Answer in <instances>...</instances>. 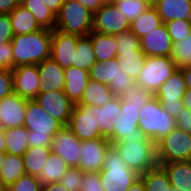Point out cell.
I'll return each mask as SVG.
<instances>
[{"label":"cell","mask_w":191,"mask_h":191,"mask_svg":"<svg viewBox=\"0 0 191 191\" xmlns=\"http://www.w3.org/2000/svg\"><path fill=\"white\" fill-rule=\"evenodd\" d=\"M121 111V96H113L103 106L75 104L67 127L80 141L109 139L114 132L111 121Z\"/></svg>","instance_id":"cell-1"},{"label":"cell","mask_w":191,"mask_h":191,"mask_svg":"<svg viewBox=\"0 0 191 191\" xmlns=\"http://www.w3.org/2000/svg\"><path fill=\"white\" fill-rule=\"evenodd\" d=\"M126 165L139 175L158 165L156 144L137 129V135H126L112 144Z\"/></svg>","instance_id":"cell-2"},{"label":"cell","mask_w":191,"mask_h":191,"mask_svg":"<svg viewBox=\"0 0 191 191\" xmlns=\"http://www.w3.org/2000/svg\"><path fill=\"white\" fill-rule=\"evenodd\" d=\"M52 30L43 28L26 35H14L11 40L13 67L38 64L51 56Z\"/></svg>","instance_id":"cell-3"},{"label":"cell","mask_w":191,"mask_h":191,"mask_svg":"<svg viewBox=\"0 0 191 191\" xmlns=\"http://www.w3.org/2000/svg\"><path fill=\"white\" fill-rule=\"evenodd\" d=\"M23 126L28 129L27 141L29 147L51 146L52 137L63 127L34 99L27 101Z\"/></svg>","instance_id":"cell-4"},{"label":"cell","mask_w":191,"mask_h":191,"mask_svg":"<svg viewBox=\"0 0 191 191\" xmlns=\"http://www.w3.org/2000/svg\"><path fill=\"white\" fill-rule=\"evenodd\" d=\"M176 128L173 118L153 95L139 111L138 129L155 144Z\"/></svg>","instance_id":"cell-5"},{"label":"cell","mask_w":191,"mask_h":191,"mask_svg":"<svg viewBox=\"0 0 191 191\" xmlns=\"http://www.w3.org/2000/svg\"><path fill=\"white\" fill-rule=\"evenodd\" d=\"M99 175L105 191H127L140 178L139 174L126 165L113 145L106 151Z\"/></svg>","instance_id":"cell-6"},{"label":"cell","mask_w":191,"mask_h":191,"mask_svg":"<svg viewBox=\"0 0 191 191\" xmlns=\"http://www.w3.org/2000/svg\"><path fill=\"white\" fill-rule=\"evenodd\" d=\"M55 29L65 34L86 36L93 31V14L75 0H65L56 14Z\"/></svg>","instance_id":"cell-7"},{"label":"cell","mask_w":191,"mask_h":191,"mask_svg":"<svg viewBox=\"0 0 191 191\" xmlns=\"http://www.w3.org/2000/svg\"><path fill=\"white\" fill-rule=\"evenodd\" d=\"M91 80L108 85L114 96H123L135 85V80L119 66L116 58L95 62L89 70Z\"/></svg>","instance_id":"cell-8"},{"label":"cell","mask_w":191,"mask_h":191,"mask_svg":"<svg viewBox=\"0 0 191 191\" xmlns=\"http://www.w3.org/2000/svg\"><path fill=\"white\" fill-rule=\"evenodd\" d=\"M158 163L191 161V133L175 128L156 143Z\"/></svg>","instance_id":"cell-9"},{"label":"cell","mask_w":191,"mask_h":191,"mask_svg":"<svg viewBox=\"0 0 191 191\" xmlns=\"http://www.w3.org/2000/svg\"><path fill=\"white\" fill-rule=\"evenodd\" d=\"M176 63L171 57H146L143 69L135 80V85L141 86L153 95L159 87L177 71Z\"/></svg>","instance_id":"cell-10"},{"label":"cell","mask_w":191,"mask_h":191,"mask_svg":"<svg viewBox=\"0 0 191 191\" xmlns=\"http://www.w3.org/2000/svg\"><path fill=\"white\" fill-rule=\"evenodd\" d=\"M130 29V22L111 0L93 14V31L115 35Z\"/></svg>","instance_id":"cell-11"},{"label":"cell","mask_w":191,"mask_h":191,"mask_svg":"<svg viewBox=\"0 0 191 191\" xmlns=\"http://www.w3.org/2000/svg\"><path fill=\"white\" fill-rule=\"evenodd\" d=\"M111 145L109 139L103 137L81 141L78 168L83 172H99L103 168L106 151Z\"/></svg>","instance_id":"cell-12"},{"label":"cell","mask_w":191,"mask_h":191,"mask_svg":"<svg viewBox=\"0 0 191 191\" xmlns=\"http://www.w3.org/2000/svg\"><path fill=\"white\" fill-rule=\"evenodd\" d=\"M34 100L63 126H67L74 104L63 90L39 93Z\"/></svg>","instance_id":"cell-13"},{"label":"cell","mask_w":191,"mask_h":191,"mask_svg":"<svg viewBox=\"0 0 191 191\" xmlns=\"http://www.w3.org/2000/svg\"><path fill=\"white\" fill-rule=\"evenodd\" d=\"M13 93L33 100L39 94V72L36 64L20 65L12 69Z\"/></svg>","instance_id":"cell-14"},{"label":"cell","mask_w":191,"mask_h":191,"mask_svg":"<svg viewBox=\"0 0 191 191\" xmlns=\"http://www.w3.org/2000/svg\"><path fill=\"white\" fill-rule=\"evenodd\" d=\"M143 106L130 104L121 97V111L117 117L111 119L114 123V132L109 138L111 144L118 142L126 135H137L139 111Z\"/></svg>","instance_id":"cell-15"},{"label":"cell","mask_w":191,"mask_h":191,"mask_svg":"<svg viewBox=\"0 0 191 191\" xmlns=\"http://www.w3.org/2000/svg\"><path fill=\"white\" fill-rule=\"evenodd\" d=\"M81 141L67 127L63 126L53 137L51 152L62 157L69 167H78Z\"/></svg>","instance_id":"cell-16"},{"label":"cell","mask_w":191,"mask_h":191,"mask_svg":"<svg viewBox=\"0 0 191 191\" xmlns=\"http://www.w3.org/2000/svg\"><path fill=\"white\" fill-rule=\"evenodd\" d=\"M78 36L52 30L51 58L63 69L74 66Z\"/></svg>","instance_id":"cell-17"},{"label":"cell","mask_w":191,"mask_h":191,"mask_svg":"<svg viewBox=\"0 0 191 191\" xmlns=\"http://www.w3.org/2000/svg\"><path fill=\"white\" fill-rule=\"evenodd\" d=\"M27 101L15 93L0 100V127L2 129L23 126Z\"/></svg>","instance_id":"cell-18"},{"label":"cell","mask_w":191,"mask_h":191,"mask_svg":"<svg viewBox=\"0 0 191 191\" xmlns=\"http://www.w3.org/2000/svg\"><path fill=\"white\" fill-rule=\"evenodd\" d=\"M173 44L164 23L140 38V48L148 57H170Z\"/></svg>","instance_id":"cell-19"},{"label":"cell","mask_w":191,"mask_h":191,"mask_svg":"<svg viewBox=\"0 0 191 191\" xmlns=\"http://www.w3.org/2000/svg\"><path fill=\"white\" fill-rule=\"evenodd\" d=\"M37 67L40 78L39 93L64 89V69L60 67L51 57L45 59L41 63H38Z\"/></svg>","instance_id":"cell-20"},{"label":"cell","mask_w":191,"mask_h":191,"mask_svg":"<svg viewBox=\"0 0 191 191\" xmlns=\"http://www.w3.org/2000/svg\"><path fill=\"white\" fill-rule=\"evenodd\" d=\"M64 74L63 91L74 105L78 104L83 96L84 88L90 80L89 71L71 66L64 69Z\"/></svg>","instance_id":"cell-21"},{"label":"cell","mask_w":191,"mask_h":191,"mask_svg":"<svg viewBox=\"0 0 191 191\" xmlns=\"http://www.w3.org/2000/svg\"><path fill=\"white\" fill-rule=\"evenodd\" d=\"M156 8L162 22L191 20V0H156Z\"/></svg>","instance_id":"cell-22"},{"label":"cell","mask_w":191,"mask_h":191,"mask_svg":"<svg viewBox=\"0 0 191 191\" xmlns=\"http://www.w3.org/2000/svg\"><path fill=\"white\" fill-rule=\"evenodd\" d=\"M158 164L167 172L172 187L180 191H191V161Z\"/></svg>","instance_id":"cell-23"},{"label":"cell","mask_w":191,"mask_h":191,"mask_svg":"<svg viewBox=\"0 0 191 191\" xmlns=\"http://www.w3.org/2000/svg\"><path fill=\"white\" fill-rule=\"evenodd\" d=\"M186 89L183 74L178 69L159 87L154 96L159 102L173 103L182 99Z\"/></svg>","instance_id":"cell-24"},{"label":"cell","mask_w":191,"mask_h":191,"mask_svg":"<svg viewBox=\"0 0 191 191\" xmlns=\"http://www.w3.org/2000/svg\"><path fill=\"white\" fill-rule=\"evenodd\" d=\"M9 19L14 35H26L43 29L33 14L21 4L9 14Z\"/></svg>","instance_id":"cell-25"},{"label":"cell","mask_w":191,"mask_h":191,"mask_svg":"<svg viewBox=\"0 0 191 191\" xmlns=\"http://www.w3.org/2000/svg\"><path fill=\"white\" fill-rule=\"evenodd\" d=\"M90 39L94 48L95 60L109 61L117 57V44L114 35L102 34L92 31Z\"/></svg>","instance_id":"cell-26"},{"label":"cell","mask_w":191,"mask_h":191,"mask_svg":"<svg viewBox=\"0 0 191 191\" xmlns=\"http://www.w3.org/2000/svg\"><path fill=\"white\" fill-rule=\"evenodd\" d=\"M51 146L29 147L22 155L24 169L26 174L38 177L41 173L49 154Z\"/></svg>","instance_id":"cell-27"},{"label":"cell","mask_w":191,"mask_h":191,"mask_svg":"<svg viewBox=\"0 0 191 191\" xmlns=\"http://www.w3.org/2000/svg\"><path fill=\"white\" fill-rule=\"evenodd\" d=\"M113 96L108 85L90 79L84 88L83 96L78 104L100 107L107 103Z\"/></svg>","instance_id":"cell-28"},{"label":"cell","mask_w":191,"mask_h":191,"mask_svg":"<svg viewBox=\"0 0 191 191\" xmlns=\"http://www.w3.org/2000/svg\"><path fill=\"white\" fill-rule=\"evenodd\" d=\"M162 24V19L158 15L156 8L151 5L145 12L130 23V31L140 39Z\"/></svg>","instance_id":"cell-29"},{"label":"cell","mask_w":191,"mask_h":191,"mask_svg":"<svg viewBox=\"0 0 191 191\" xmlns=\"http://www.w3.org/2000/svg\"><path fill=\"white\" fill-rule=\"evenodd\" d=\"M146 55L143 51H117V61L120 68L134 80L143 69Z\"/></svg>","instance_id":"cell-30"},{"label":"cell","mask_w":191,"mask_h":191,"mask_svg":"<svg viewBox=\"0 0 191 191\" xmlns=\"http://www.w3.org/2000/svg\"><path fill=\"white\" fill-rule=\"evenodd\" d=\"M69 166L59 155L51 152L41 173L37 177L42 184L59 182Z\"/></svg>","instance_id":"cell-31"},{"label":"cell","mask_w":191,"mask_h":191,"mask_svg":"<svg viewBox=\"0 0 191 191\" xmlns=\"http://www.w3.org/2000/svg\"><path fill=\"white\" fill-rule=\"evenodd\" d=\"M28 129L25 126H16L5 129V141L7 154H15L22 156L29 148L28 145Z\"/></svg>","instance_id":"cell-32"},{"label":"cell","mask_w":191,"mask_h":191,"mask_svg":"<svg viewBox=\"0 0 191 191\" xmlns=\"http://www.w3.org/2000/svg\"><path fill=\"white\" fill-rule=\"evenodd\" d=\"M23 174H26V172L22 156L6 153L0 168V181L3 184L10 186Z\"/></svg>","instance_id":"cell-33"},{"label":"cell","mask_w":191,"mask_h":191,"mask_svg":"<svg viewBox=\"0 0 191 191\" xmlns=\"http://www.w3.org/2000/svg\"><path fill=\"white\" fill-rule=\"evenodd\" d=\"M20 4L29 10L42 28L54 30L56 14H54L42 0H20Z\"/></svg>","instance_id":"cell-34"},{"label":"cell","mask_w":191,"mask_h":191,"mask_svg":"<svg viewBox=\"0 0 191 191\" xmlns=\"http://www.w3.org/2000/svg\"><path fill=\"white\" fill-rule=\"evenodd\" d=\"M140 178L146 191H170L172 187L167 172L159 164L140 175Z\"/></svg>","instance_id":"cell-35"},{"label":"cell","mask_w":191,"mask_h":191,"mask_svg":"<svg viewBox=\"0 0 191 191\" xmlns=\"http://www.w3.org/2000/svg\"><path fill=\"white\" fill-rule=\"evenodd\" d=\"M95 62L94 48L90 39V34L78 36L75 67L89 71Z\"/></svg>","instance_id":"cell-36"},{"label":"cell","mask_w":191,"mask_h":191,"mask_svg":"<svg viewBox=\"0 0 191 191\" xmlns=\"http://www.w3.org/2000/svg\"><path fill=\"white\" fill-rule=\"evenodd\" d=\"M114 5L122 12L127 20L132 23L143 12L151 6L145 0H111Z\"/></svg>","instance_id":"cell-37"},{"label":"cell","mask_w":191,"mask_h":191,"mask_svg":"<svg viewBox=\"0 0 191 191\" xmlns=\"http://www.w3.org/2000/svg\"><path fill=\"white\" fill-rule=\"evenodd\" d=\"M170 57L176 63L177 69L191 65V33L173 44Z\"/></svg>","instance_id":"cell-38"},{"label":"cell","mask_w":191,"mask_h":191,"mask_svg":"<svg viewBox=\"0 0 191 191\" xmlns=\"http://www.w3.org/2000/svg\"><path fill=\"white\" fill-rule=\"evenodd\" d=\"M164 24L173 43L183 40L191 33V20H172Z\"/></svg>","instance_id":"cell-39"},{"label":"cell","mask_w":191,"mask_h":191,"mask_svg":"<svg viewBox=\"0 0 191 191\" xmlns=\"http://www.w3.org/2000/svg\"><path fill=\"white\" fill-rule=\"evenodd\" d=\"M84 172L78 167H69L60 179V183L67 191H80Z\"/></svg>","instance_id":"cell-40"},{"label":"cell","mask_w":191,"mask_h":191,"mask_svg":"<svg viewBox=\"0 0 191 191\" xmlns=\"http://www.w3.org/2000/svg\"><path fill=\"white\" fill-rule=\"evenodd\" d=\"M114 37L117 44V51H142L140 48V39L130 29L115 34Z\"/></svg>","instance_id":"cell-41"},{"label":"cell","mask_w":191,"mask_h":191,"mask_svg":"<svg viewBox=\"0 0 191 191\" xmlns=\"http://www.w3.org/2000/svg\"><path fill=\"white\" fill-rule=\"evenodd\" d=\"M42 182L29 174H23L14 183L8 186L9 191H40Z\"/></svg>","instance_id":"cell-42"},{"label":"cell","mask_w":191,"mask_h":191,"mask_svg":"<svg viewBox=\"0 0 191 191\" xmlns=\"http://www.w3.org/2000/svg\"><path fill=\"white\" fill-rule=\"evenodd\" d=\"M152 96V93L141 86L134 85L122 96V98L130 104L145 105Z\"/></svg>","instance_id":"cell-43"},{"label":"cell","mask_w":191,"mask_h":191,"mask_svg":"<svg viewBox=\"0 0 191 191\" xmlns=\"http://www.w3.org/2000/svg\"><path fill=\"white\" fill-rule=\"evenodd\" d=\"M80 191H105L99 172H84Z\"/></svg>","instance_id":"cell-44"},{"label":"cell","mask_w":191,"mask_h":191,"mask_svg":"<svg viewBox=\"0 0 191 191\" xmlns=\"http://www.w3.org/2000/svg\"><path fill=\"white\" fill-rule=\"evenodd\" d=\"M13 93V75L10 69H0V100Z\"/></svg>","instance_id":"cell-45"},{"label":"cell","mask_w":191,"mask_h":191,"mask_svg":"<svg viewBox=\"0 0 191 191\" xmlns=\"http://www.w3.org/2000/svg\"><path fill=\"white\" fill-rule=\"evenodd\" d=\"M13 67L12 43H3L0 45V69H10Z\"/></svg>","instance_id":"cell-46"},{"label":"cell","mask_w":191,"mask_h":191,"mask_svg":"<svg viewBox=\"0 0 191 191\" xmlns=\"http://www.w3.org/2000/svg\"><path fill=\"white\" fill-rule=\"evenodd\" d=\"M14 37L9 15L0 14V45L11 42Z\"/></svg>","instance_id":"cell-47"},{"label":"cell","mask_w":191,"mask_h":191,"mask_svg":"<svg viewBox=\"0 0 191 191\" xmlns=\"http://www.w3.org/2000/svg\"><path fill=\"white\" fill-rule=\"evenodd\" d=\"M176 128L191 133V110L183 108L179 116L175 119Z\"/></svg>","instance_id":"cell-48"},{"label":"cell","mask_w":191,"mask_h":191,"mask_svg":"<svg viewBox=\"0 0 191 191\" xmlns=\"http://www.w3.org/2000/svg\"><path fill=\"white\" fill-rule=\"evenodd\" d=\"M160 103L163 109H165L175 119L179 116V113L184 108L182 99L173 103H168V102H160Z\"/></svg>","instance_id":"cell-49"},{"label":"cell","mask_w":191,"mask_h":191,"mask_svg":"<svg viewBox=\"0 0 191 191\" xmlns=\"http://www.w3.org/2000/svg\"><path fill=\"white\" fill-rule=\"evenodd\" d=\"M86 7L92 14L96 13L108 0H75Z\"/></svg>","instance_id":"cell-50"},{"label":"cell","mask_w":191,"mask_h":191,"mask_svg":"<svg viewBox=\"0 0 191 191\" xmlns=\"http://www.w3.org/2000/svg\"><path fill=\"white\" fill-rule=\"evenodd\" d=\"M19 4L20 0H0V14L9 15Z\"/></svg>","instance_id":"cell-51"},{"label":"cell","mask_w":191,"mask_h":191,"mask_svg":"<svg viewBox=\"0 0 191 191\" xmlns=\"http://www.w3.org/2000/svg\"><path fill=\"white\" fill-rule=\"evenodd\" d=\"M179 70L183 74L184 82L186 83V87H187L184 95H191V65L181 68Z\"/></svg>","instance_id":"cell-52"},{"label":"cell","mask_w":191,"mask_h":191,"mask_svg":"<svg viewBox=\"0 0 191 191\" xmlns=\"http://www.w3.org/2000/svg\"><path fill=\"white\" fill-rule=\"evenodd\" d=\"M42 2L47 6L54 14L59 12V9L65 2V0H42Z\"/></svg>","instance_id":"cell-53"},{"label":"cell","mask_w":191,"mask_h":191,"mask_svg":"<svg viewBox=\"0 0 191 191\" xmlns=\"http://www.w3.org/2000/svg\"><path fill=\"white\" fill-rule=\"evenodd\" d=\"M40 191H67L60 182L42 184Z\"/></svg>","instance_id":"cell-54"},{"label":"cell","mask_w":191,"mask_h":191,"mask_svg":"<svg viewBox=\"0 0 191 191\" xmlns=\"http://www.w3.org/2000/svg\"><path fill=\"white\" fill-rule=\"evenodd\" d=\"M127 191H146V187L141 178L137 179Z\"/></svg>","instance_id":"cell-55"},{"label":"cell","mask_w":191,"mask_h":191,"mask_svg":"<svg viewBox=\"0 0 191 191\" xmlns=\"http://www.w3.org/2000/svg\"><path fill=\"white\" fill-rule=\"evenodd\" d=\"M6 150V141H5V129L0 127V151L5 152Z\"/></svg>","instance_id":"cell-56"},{"label":"cell","mask_w":191,"mask_h":191,"mask_svg":"<svg viewBox=\"0 0 191 191\" xmlns=\"http://www.w3.org/2000/svg\"><path fill=\"white\" fill-rule=\"evenodd\" d=\"M182 101L184 108L191 110V95H183Z\"/></svg>","instance_id":"cell-57"},{"label":"cell","mask_w":191,"mask_h":191,"mask_svg":"<svg viewBox=\"0 0 191 191\" xmlns=\"http://www.w3.org/2000/svg\"><path fill=\"white\" fill-rule=\"evenodd\" d=\"M0 191H9L8 186L0 181Z\"/></svg>","instance_id":"cell-58"},{"label":"cell","mask_w":191,"mask_h":191,"mask_svg":"<svg viewBox=\"0 0 191 191\" xmlns=\"http://www.w3.org/2000/svg\"><path fill=\"white\" fill-rule=\"evenodd\" d=\"M5 156H6V152L0 151V168H1L2 162L4 161Z\"/></svg>","instance_id":"cell-59"},{"label":"cell","mask_w":191,"mask_h":191,"mask_svg":"<svg viewBox=\"0 0 191 191\" xmlns=\"http://www.w3.org/2000/svg\"><path fill=\"white\" fill-rule=\"evenodd\" d=\"M145 1H147L149 4L153 5L156 0H145Z\"/></svg>","instance_id":"cell-60"},{"label":"cell","mask_w":191,"mask_h":191,"mask_svg":"<svg viewBox=\"0 0 191 191\" xmlns=\"http://www.w3.org/2000/svg\"><path fill=\"white\" fill-rule=\"evenodd\" d=\"M170 191H180V190H178V189H176V188H174V187H171V188H170Z\"/></svg>","instance_id":"cell-61"}]
</instances>
